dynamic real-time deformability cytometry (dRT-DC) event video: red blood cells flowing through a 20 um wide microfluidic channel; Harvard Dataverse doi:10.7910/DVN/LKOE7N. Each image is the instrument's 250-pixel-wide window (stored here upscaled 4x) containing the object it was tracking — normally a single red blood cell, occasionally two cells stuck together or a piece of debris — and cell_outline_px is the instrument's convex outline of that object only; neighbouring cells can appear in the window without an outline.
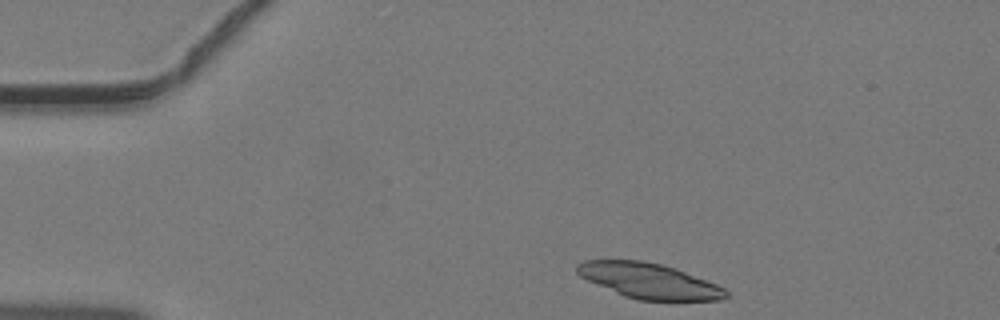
{"species": "common noctule bat (a hibernating species)", "species_latin": "Nyctalus noctula", "temperature_condition": "warm", "stored_images_in_passage": 35, "camera_frame_rate_fps": 3000, "um_per_image_px": 0.085, "animal": {"sex": "male", "body_mass_g": 19.2, "forearm_length_mm": 51.8}, "frame": {"image": 1, "passage_image": 1, "time_ms": 0.0, "image_size_px": [1000, 320], "cell_outline_px": [[728, 296], [720, 300], [636, 300], [624, 296], [588, 280], [580, 276], [576, 272], [576, 264], [584, 260], [644, 260], [676, 268], [716, 284], [724, 288], [728, 292]], "centroid_in_image_um": [55.15, 23.86], "position_along_channel_um": 29.8, "area_um2": 30.46}}